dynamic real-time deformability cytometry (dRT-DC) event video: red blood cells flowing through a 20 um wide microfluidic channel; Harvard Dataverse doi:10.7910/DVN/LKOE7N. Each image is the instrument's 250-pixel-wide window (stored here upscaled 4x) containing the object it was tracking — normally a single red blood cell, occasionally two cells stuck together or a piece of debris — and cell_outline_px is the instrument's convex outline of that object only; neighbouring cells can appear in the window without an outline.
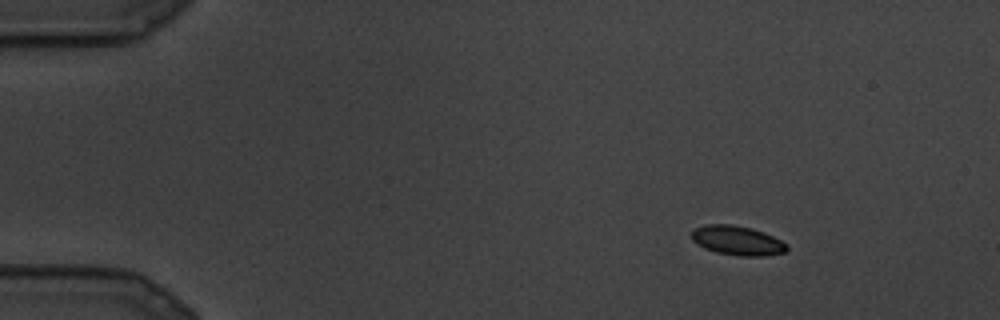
{"species": "common noctule bat (a hibernating species)", "species_latin": "Nyctalus noctula", "temperature_condition": "cold", "stored_images_in_passage": 10, "camera_frame_rate_fps": 3000, "um_per_image_px": 0.085, "animal": {"sex": "male", "body_mass_g": 19.5, "forearm_length_mm": 54.6}, "frame": {"image": 1, "passage_image": 3, "time_ms": 0.667, "image_size_px": [1000, 320], "cell_outline_px": [[788, 248], [784, 252], [764, 256], [740, 256], [716, 252], [704, 248], [696, 244], [692, 240], [692, 228], [704, 224], [732, 224], [752, 228], [764, 232], [788, 244]], "centroid_in_image_um": [62.64, 20.43], "position_along_channel_um": 22.4, "area_um2": 16.47}}
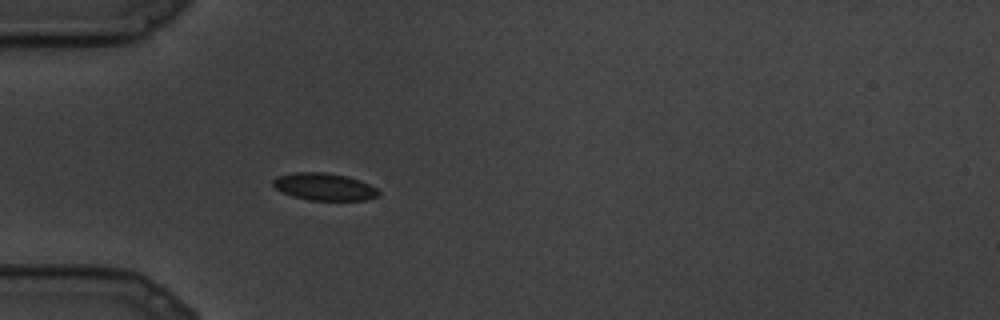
{"frame": {"image": 2, "passage_image": 8, "time_ms": 2.333, "image_size_px": [1000, 320], "cell_outline_px": [[380, 196], [368, 200], [308, 200], [292, 196], [276, 188], [272, 184], [272, 180], [276, 176], [296, 172], [324, 172], [348, 176], [360, 180], [376, 188], [380, 192]], "centroid_in_image_um": [27.58, 15.87], "position_along_channel_um": 57.4, "area_um2": 16.88}}
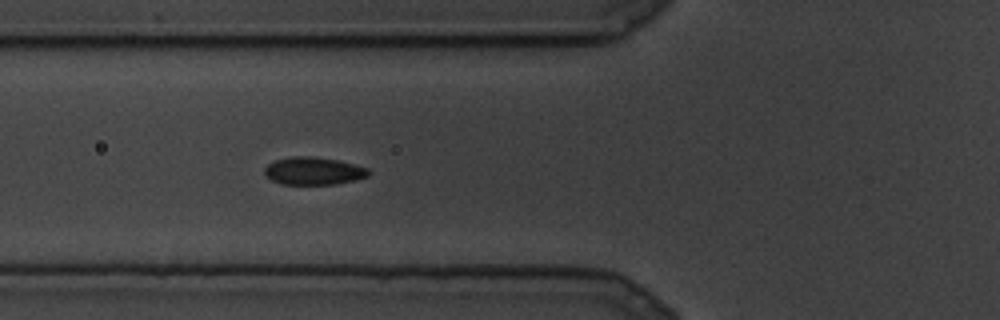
{"frame": {"image": 3, "passage_image": 10, "time_ms": 3.0, "image_size_px": [1000, 320], "cell_outline_px": [[372, 172], [368, 176], [336, 184], [280, 184], [264, 176], [264, 168], [268, 164], [276, 160], [288, 156], [312, 156], [336, 160], [368, 168]], "centroid_in_image_um": [26.61, 14.53], "position_along_channel_um": 99.2, "area_um2": 16.76}}